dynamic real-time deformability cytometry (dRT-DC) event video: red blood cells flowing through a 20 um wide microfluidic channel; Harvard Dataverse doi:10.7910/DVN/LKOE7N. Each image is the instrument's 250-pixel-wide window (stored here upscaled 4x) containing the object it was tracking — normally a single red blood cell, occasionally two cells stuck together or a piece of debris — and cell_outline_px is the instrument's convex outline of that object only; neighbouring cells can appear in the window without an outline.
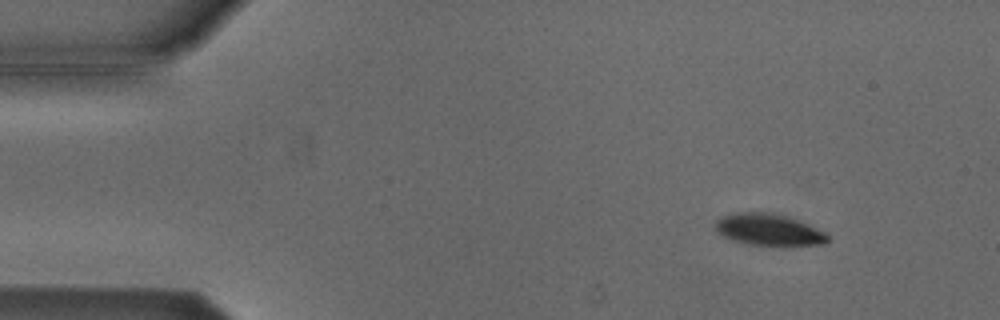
{"species": "Egyptian fruit bat (a non-hibernating species)", "species_latin": "Rousettus aegyptiacus", "temperature_condition": "cold", "stored_images_in_passage": 5, "camera_frame_rate_fps": 3000, "um_per_image_px": 0.085, "animal": {"sex": "male"}, "frame": {"image": 1, "passage_image": 1, "time_ms": 0.0, "image_size_px": [1000, 320], "cell_outline_px": [[828, 240], [824, 244], [792, 248], [776, 248], [748, 244], [732, 240], [716, 232], [716, 224], [724, 216], [740, 212], [764, 212], [784, 216], [796, 220], [824, 232], [828, 236]], "centroid_in_image_um": [65.39, 19.6], "position_along_channel_um": 19.6, "area_um2": 21.04}}
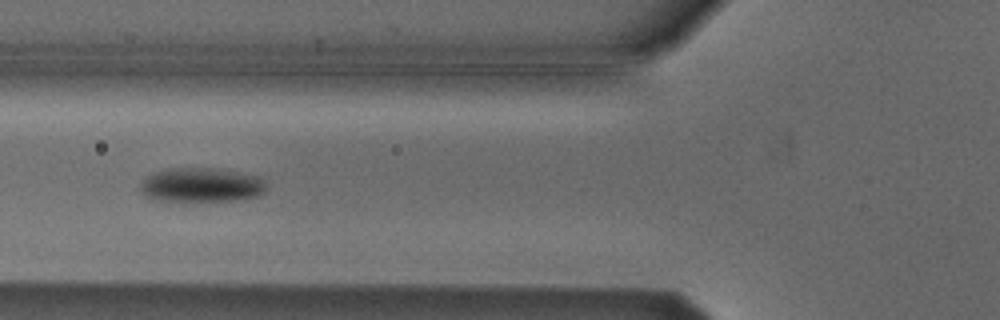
{"frame": {"image": 2, "passage_image": 5, "time_ms": 1.333, "image_size_px": [1000, 320], "cell_outline_px": [[264, 188], [260, 196], [236, 200], [160, 200], [148, 196], [140, 188], [140, 184], [148, 176], [156, 172], [172, 168], [212, 168], [260, 176], [264, 180]], "centroid_in_image_um": [17.16, 15.71], "position_along_channel_um": 108.6, "area_um2": 24.51}}